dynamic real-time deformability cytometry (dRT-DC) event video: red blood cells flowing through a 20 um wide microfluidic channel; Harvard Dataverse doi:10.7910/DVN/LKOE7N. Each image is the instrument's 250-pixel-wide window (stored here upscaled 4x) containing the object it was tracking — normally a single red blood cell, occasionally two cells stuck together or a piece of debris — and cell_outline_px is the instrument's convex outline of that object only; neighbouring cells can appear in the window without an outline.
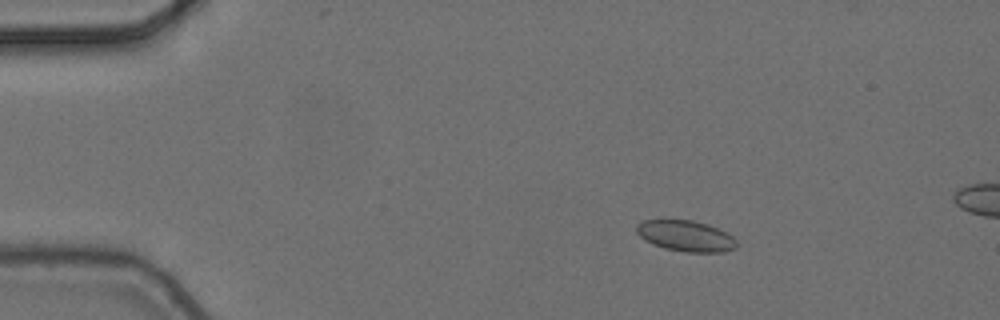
{"species": "common noctule bat (a hibernating species)", "species_latin": "Nyctalus noctula", "temperature_condition": "cold", "stored_images_in_passage": 4, "camera_frame_rate_fps": 3000, "um_per_image_px": 0.085, "animal": {"sex": "female", "body_mass_g": 24.6, "forearm_length_mm": 56.2}, "frame": {"image": 1, "passage_image": 2, "time_ms": 0.333, "image_size_px": [1000, 320], "cell_outline_px": [[736, 248], [724, 252], [684, 252], [664, 248], [652, 244], [644, 240], [636, 232], [636, 224], [644, 220], [692, 220], [708, 224], [732, 236], [736, 240]], "centroid_in_image_um": [58.26, 20.06], "position_along_channel_um": 26.7, "area_um2": 18.03}}